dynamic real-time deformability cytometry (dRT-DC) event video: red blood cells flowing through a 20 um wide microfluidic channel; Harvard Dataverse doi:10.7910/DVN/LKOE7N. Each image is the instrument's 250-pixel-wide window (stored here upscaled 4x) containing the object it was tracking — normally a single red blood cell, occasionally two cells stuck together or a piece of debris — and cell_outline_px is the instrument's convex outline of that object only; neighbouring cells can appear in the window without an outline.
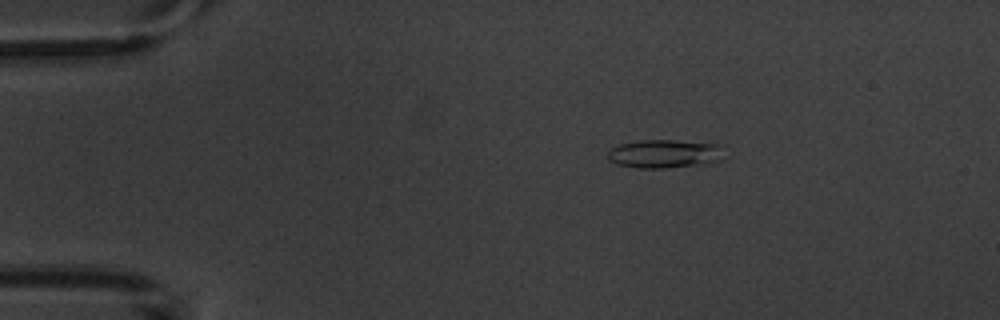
{"species": "common noctule bat (a hibernating species)", "species_latin": "Nyctalus noctula", "temperature_condition": "warm", "stored_images_in_passage": 5, "camera_frame_rate_fps": 3000, "um_per_image_px": 0.085, "animal": {"sex": "male", "body_mass_g": 20.1, "forearm_length_mm": 53.5}, "frame": {"image": 1, "passage_image": 3, "time_ms": 2.333, "image_size_px": [1000, 320], "cell_outline_px": [[724, 160], [704, 164], [664, 168], [636, 168], [616, 164], [608, 160], [608, 152], [612, 148], [620, 144], [640, 140], [672, 140], [716, 144]], "centroid_in_image_um": [56.43, 13.08], "position_along_channel_um": 28.6, "area_um2": 19.13}}